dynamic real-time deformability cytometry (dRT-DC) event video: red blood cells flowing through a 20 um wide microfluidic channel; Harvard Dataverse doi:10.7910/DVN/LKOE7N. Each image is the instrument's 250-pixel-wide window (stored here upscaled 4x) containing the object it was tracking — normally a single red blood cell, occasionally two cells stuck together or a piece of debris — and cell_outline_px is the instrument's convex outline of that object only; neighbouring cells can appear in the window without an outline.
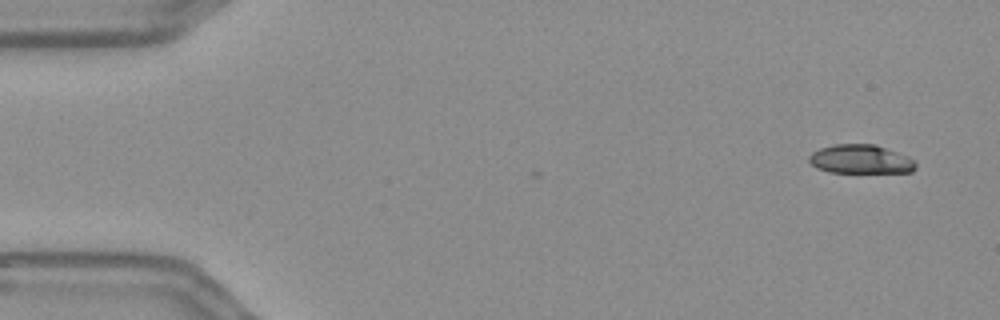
{"species": "Egyptian fruit bat (a non-hibernating species)", "species_latin": "Rousettus aegyptiacus", "temperature_condition": "warm", "stored_images_in_passage": 3, "camera_frame_rate_fps": 3000, "um_per_image_px": 0.085, "frame": {"image": 1, "passage_image": 3, "time_ms": 0.667, "image_size_px": [1000, 320], "cell_outline_px": [[916, 168], [912, 172], [828, 172], [816, 168], [808, 160], [808, 156], [812, 152], [820, 148], [836, 144], [876, 144], [908, 156], [916, 164]], "centroid_in_image_um": [73.14, 13.53], "position_along_channel_um": 11.9, "area_um2": 17.98}}